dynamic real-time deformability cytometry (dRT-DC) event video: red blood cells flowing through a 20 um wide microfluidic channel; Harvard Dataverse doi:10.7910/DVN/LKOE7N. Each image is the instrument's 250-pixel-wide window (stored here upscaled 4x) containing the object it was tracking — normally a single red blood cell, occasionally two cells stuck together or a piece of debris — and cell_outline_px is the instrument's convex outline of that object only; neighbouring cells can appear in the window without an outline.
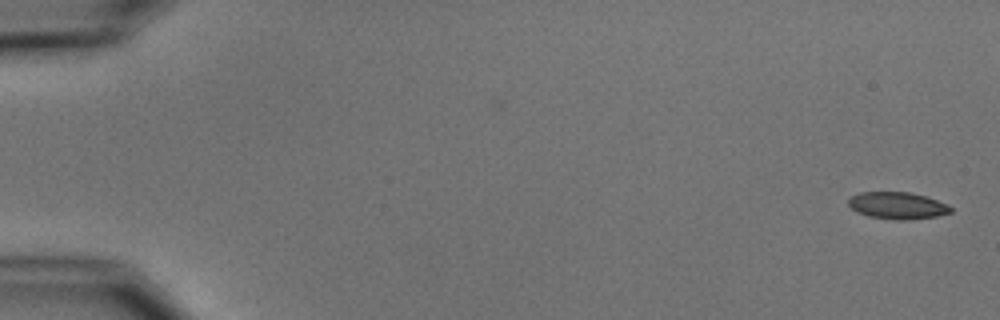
{"species": "common noctule bat (a hibernating species)", "species_latin": "Nyctalus noctula", "temperature_condition": "cold", "stored_images_in_passage": 5, "camera_frame_rate_fps": 3000, "um_per_image_px": 0.085, "animal": {"sex": "male", "body_mass_g": 15.6}, "frame": {"image": 1, "passage_image": 1, "time_ms": 0.0, "image_size_px": [1000, 320], "cell_outline_px": [[952, 212], [936, 216], [908, 220], [896, 220], [868, 216], [856, 212], [848, 204], [848, 196], [860, 192], [908, 192], [924, 196], [948, 204], [952, 208]], "centroid_in_image_um": [76.25, 17.47], "position_along_channel_um": 8.8, "area_um2": 16.13}}
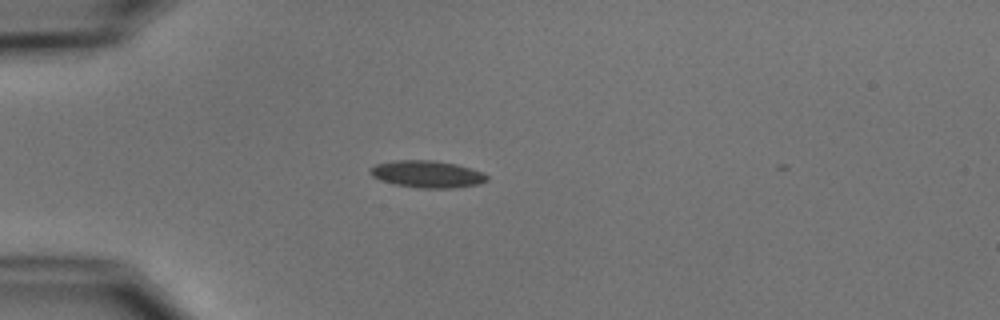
{"frame": {"image": 2, "passage_image": 5, "time_ms": 4.667, "image_size_px": [1000, 320], "cell_outline_px": [[488, 180], [480, 184], [456, 188], [416, 188], [396, 184], [380, 180], [372, 176], [368, 172], [368, 168], [376, 164], [392, 160], [432, 160], [456, 164], [484, 172], [488, 176]], "centroid_in_image_um": [36.3, 14.8], "position_along_channel_um": 48.7, "area_um2": 18.67}}